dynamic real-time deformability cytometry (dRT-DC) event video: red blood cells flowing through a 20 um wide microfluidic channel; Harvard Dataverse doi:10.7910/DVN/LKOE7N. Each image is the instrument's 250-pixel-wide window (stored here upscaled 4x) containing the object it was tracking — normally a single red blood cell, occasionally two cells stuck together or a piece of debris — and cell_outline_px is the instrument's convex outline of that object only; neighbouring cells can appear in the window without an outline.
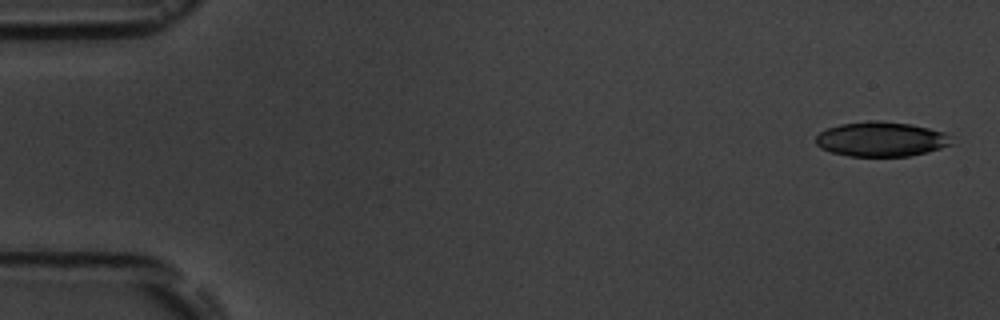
{"species": "common noctule bat (a hibernating species)", "species_latin": "Nyctalus noctula", "temperature_condition": "room temperature", "stored_images_in_passage": 5, "camera_frame_rate_fps": 3000, "um_per_image_px": 0.085, "animal": {"sex": "male", "body_mass_g": 19.5, "forearm_length_mm": 54.6}, "frame": {"image": 1, "passage_image": 1, "time_ms": 0.0, "image_size_px": [1000, 320], "cell_outline_px": [[956, 144], [928, 152], [908, 156], [848, 156], [832, 152], [820, 148], [816, 144], [816, 136], [820, 132], [828, 128], [840, 124], [868, 120], [880, 120], [912, 124], [944, 132], [952, 136]], "centroid_in_image_um": [74.96, 11.82], "position_along_channel_um": 10.0, "area_um2": 27.86}}